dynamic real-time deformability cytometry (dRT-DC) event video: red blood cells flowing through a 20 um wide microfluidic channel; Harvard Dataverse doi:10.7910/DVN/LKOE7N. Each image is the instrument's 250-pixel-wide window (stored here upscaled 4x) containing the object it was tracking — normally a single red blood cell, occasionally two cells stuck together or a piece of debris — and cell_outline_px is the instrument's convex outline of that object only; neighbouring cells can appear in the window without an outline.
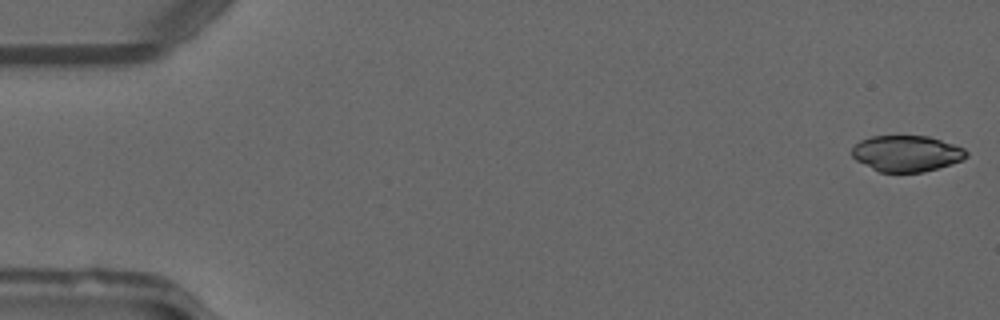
{"species": "common noctule bat (a hibernating species)", "species_latin": "Nyctalus noctula", "temperature_condition": "warm", "stored_images_in_passage": 12, "camera_frame_rate_fps": 3000, "um_per_image_px": 0.085, "animal": {"sex": "male", "forearm_length_mm": 52.5}, "frame": {"image": 1, "passage_image": 1, "time_ms": 0.0, "image_size_px": [1000, 320], "cell_outline_px": [[968, 156], [952, 164], [924, 172], [880, 172], [856, 160], [852, 156], [852, 148], [860, 140], [872, 136], [928, 136], [964, 148], [968, 152]], "centroid_in_image_um": [77.06, 13.05], "position_along_channel_um": 7.9, "area_um2": 23.93}}